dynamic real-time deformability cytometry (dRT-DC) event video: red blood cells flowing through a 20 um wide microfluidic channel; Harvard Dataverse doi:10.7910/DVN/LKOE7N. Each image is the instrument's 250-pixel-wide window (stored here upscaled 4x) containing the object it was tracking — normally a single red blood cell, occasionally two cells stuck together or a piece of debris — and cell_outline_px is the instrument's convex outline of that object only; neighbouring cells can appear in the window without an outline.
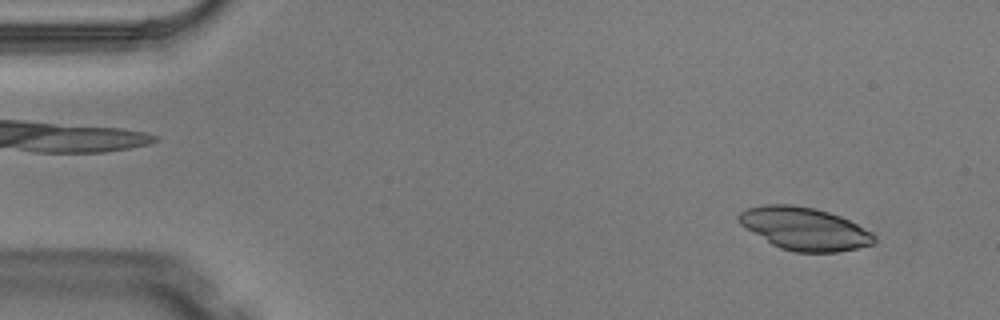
{"species": "Egyptian fruit bat (a non-hibernating species)", "species_latin": "Rousettus aegyptiacus", "temperature_condition": "warm", "stored_images_in_passage": 5, "camera_frame_rate_fps": 3000, "um_per_image_px": 0.085, "animal": {"sex": "male"}, "frame": {"image": 1, "passage_image": 2, "time_ms": 0.333, "image_size_px": [1000, 320], "cell_outline_px": [[876, 240], [872, 244], [856, 248], [836, 252], [796, 252], [780, 248], [772, 244], [740, 224], [736, 216], [740, 212], [748, 208], [764, 204], [792, 204], [816, 208], [840, 216], [872, 232], [876, 236]], "centroid_in_image_um": [68.37, 19.43], "position_along_channel_um": 16.6, "area_um2": 33.52}}